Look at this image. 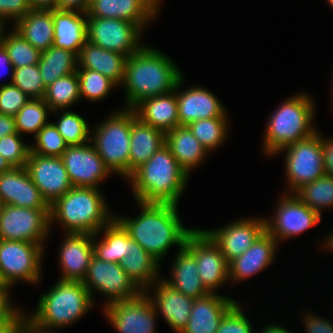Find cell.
Here are the masks:
<instances>
[{"instance_id": "obj_1", "label": "cell", "mask_w": 333, "mask_h": 333, "mask_svg": "<svg viewBox=\"0 0 333 333\" xmlns=\"http://www.w3.org/2000/svg\"><path fill=\"white\" fill-rule=\"evenodd\" d=\"M141 214L136 219L117 218L129 236L158 261L176 244L185 246L187 236L194 229L184 228L180 222L177 205L142 203Z\"/></svg>"}, {"instance_id": "obj_2", "label": "cell", "mask_w": 333, "mask_h": 333, "mask_svg": "<svg viewBox=\"0 0 333 333\" xmlns=\"http://www.w3.org/2000/svg\"><path fill=\"white\" fill-rule=\"evenodd\" d=\"M182 77L179 69L163 53L144 47L127 57L124 79L128 108L141 100L169 93Z\"/></svg>"}, {"instance_id": "obj_3", "label": "cell", "mask_w": 333, "mask_h": 333, "mask_svg": "<svg viewBox=\"0 0 333 333\" xmlns=\"http://www.w3.org/2000/svg\"><path fill=\"white\" fill-rule=\"evenodd\" d=\"M188 176L164 144L128 179L137 202L177 205Z\"/></svg>"}, {"instance_id": "obj_4", "label": "cell", "mask_w": 333, "mask_h": 333, "mask_svg": "<svg viewBox=\"0 0 333 333\" xmlns=\"http://www.w3.org/2000/svg\"><path fill=\"white\" fill-rule=\"evenodd\" d=\"M99 189L72 187L50 205V225L59 220L67 233L98 234L113 216Z\"/></svg>"}, {"instance_id": "obj_5", "label": "cell", "mask_w": 333, "mask_h": 333, "mask_svg": "<svg viewBox=\"0 0 333 333\" xmlns=\"http://www.w3.org/2000/svg\"><path fill=\"white\" fill-rule=\"evenodd\" d=\"M92 297L81 281L59 280L39 298L38 309L28 316L37 327L48 330L75 322L93 306Z\"/></svg>"}, {"instance_id": "obj_6", "label": "cell", "mask_w": 333, "mask_h": 333, "mask_svg": "<svg viewBox=\"0 0 333 333\" xmlns=\"http://www.w3.org/2000/svg\"><path fill=\"white\" fill-rule=\"evenodd\" d=\"M313 111V102L306 94L285 100L268 121L263 142L266 154H276L282 148L316 133L311 126Z\"/></svg>"}, {"instance_id": "obj_7", "label": "cell", "mask_w": 333, "mask_h": 333, "mask_svg": "<svg viewBox=\"0 0 333 333\" xmlns=\"http://www.w3.org/2000/svg\"><path fill=\"white\" fill-rule=\"evenodd\" d=\"M132 109L115 112L105 120L94 137H90L93 146L103 162L110 169L129 178L130 134Z\"/></svg>"}, {"instance_id": "obj_8", "label": "cell", "mask_w": 333, "mask_h": 333, "mask_svg": "<svg viewBox=\"0 0 333 333\" xmlns=\"http://www.w3.org/2000/svg\"><path fill=\"white\" fill-rule=\"evenodd\" d=\"M319 133L296 143L290 144L280 151L287 150L286 175L291 191L295 193L303 185L324 176L322 142ZM293 189V190H292Z\"/></svg>"}, {"instance_id": "obj_9", "label": "cell", "mask_w": 333, "mask_h": 333, "mask_svg": "<svg viewBox=\"0 0 333 333\" xmlns=\"http://www.w3.org/2000/svg\"><path fill=\"white\" fill-rule=\"evenodd\" d=\"M50 209L5 205L0 215V240L31 242L42 246L50 226Z\"/></svg>"}, {"instance_id": "obj_10", "label": "cell", "mask_w": 333, "mask_h": 333, "mask_svg": "<svg viewBox=\"0 0 333 333\" xmlns=\"http://www.w3.org/2000/svg\"><path fill=\"white\" fill-rule=\"evenodd\" d=\"M43 246L17 240H0V272L12 286L18 280L35 283L40 278Z\"/></svg>"}, {"instance_id": "obj_11", "label": "cell", "mask_w": 333, "mask_h": 333, "mask_svg": "<svg viewBox=\"0 0 333 333\" xmlns=\"http://www.w3.org/2000/svg\"><path fill=\"white\" fill-rule=\"evenodd\" d=\"M92 297V289L109 296L106 305L115 301L137 298L143 291L126 274L120 263L92 256L87 275L82 281Z\"/></svg>"}, {"instance_id": "obj_12", "label": "cell", "mask_w": 333, "mask_h": 333, "mask_svg": "<svg viewBox=\"0 0 333 333\" xmlns=\"http://www.w3.org/2000/svg\"><path fill=\"white\" fill-rule=\"evenodd\" d=\"M194 257L203 286L209 293L229 279V264L218 245L204 231L194 229L184 246Z\"/></svg>"}, {"instance_id": "obj_13", "label": "cell", "mask_w": 333, "mask_h": 333, "mask_svg": "<svg viewBox=\"0 0 333 333\" xmlns=\"http://www.w3.org/2000/svg\"><path fill=\"white\" fill-rule=\"evenodd\" d=\"M141 28L126 20L114 18L87 17L88 41L127 57L138 52Z\"/></svg>"}, {"instance_id": "obj_14", "label": "cell", "mask_w": 333, "mask_h": 333, "mask_svg": "<svg viewBox=\"0 0 333 333\" xmlns=\"http://www.w3.org/2000/svg\"><path fill=\"white\" fill-rule=\"evenodd\" d=\"M142 292L137 298L109 303L104 311L119 333H155V307L147 295Z\"/></svg>"}, {"instance_id": "obj_15", "label": "cell", "mask_w": 333, "mask_h": 333, "mask_svg": "<svg viewBox=\"0 0 333 333\" xmlns=\"http://www.w3.org/2000/svg\"><path fill=\"white\" fill-rule=\"evenodd\" d=\"M25 168L49 205L73 187L61 157L41 156L30 152Z\"/></svg>"}, {"instance_id": "obj_16", "label": "cell", "mask_w": 333, "mask_h": 333, "mask_svg": "<svg viewBox=\"0 0 333 333\" xmlns=\"http://www.w3.org/2000/svg\"><path fill=\"white\" fill-rule=\"evenodd\" d=\"M61 159L73 187L98 188L110 169L93 145L68 146Z\"/></svg>"}, {"instance_id": "obj_17", "label": "cell", "mask_w": 333, "mask_h": 333, "mask_svg": "<svg viewBox=\"0 0 333 333\" xmlns=\"http://www.w3.org/2000/svg\"><path fill=\"white\" fill-rule=\"evenodd\" d=\"M292 196L282 198L274 221L265 220L266 232L278 242L281 238L286 239L304 232L321 220V215L303 203L295 193Z\"/></svg>"}, {"instance_id": "obj_18", "label": "cell", "mask_w": 333, "mask_h": 333, "mask_svg": "<svg viewBox=\"0 0 333 333\" xmlns=\"http://www.w3.org/2000/svg\"><path fill=\"white\" fill-rule=\"evenodd\" d=\"M266 219H242L218 230H204L229 263L242 255L266 231Z\"/></svg>"}, {"instance_id": "obj_19", "label": "cell", "mask_w": 333, "mask_h": 333, "mask_svg": "<svg viewBox=\"0 0 333 333\" xmlns=\"http://www.w3.org/2000/svg\"><path fill=\"white\" fill-rule=\"evenodd\" d=\"M160 0H91L87 17L126 20L141 28L155 17Z\"/></svg>"}, {"instance_id": "obj_20", "label": "cell", "mask_w": 333, "mask_h": 333, "mask_svg": "<svg viewBox=\"0 0 333 333\" xmlns=\"http://www.w3.org/2000/svg\"><path fill=\"white\" fill-rule=\"evenodd\" d=\"M95 235V236H94ZM97 234L67 233L60 248L61 280L83 281L94 255L93 238Z\"/></svg>"}, {"instance_id": "obj_21", "label": "cell", "mask_w": 333, "mask_h": 333, "mask_svg": "<svg viewBox=\"0 0 333 333\" xmlns=\"http://www.w3.org/2000/svg\"><path fill=\"white\" fill-rule=\"evenodd\" d=\"M182 82L183 76L177 82L175 90L141 100L132 108L136 117L164 133L179 126L178 103L174 93L181 89Z\"/></svg>"}, {"instance_id": "obj_22", "label": "cell", "mask_w": 333, "mask_h": 333, "mask_svg": "<svg viewBox=\"0 0 333 333\" xmlns=\"http://www.w3.org/2000/svg\"><path fill=\"white\" fill-rule=\"evenodd\" d=\"M235 303L216 293L194 299L189 321L180 333H216L225 313Z\"/></svg>"}, {"instance_id": "obj_23", "label": "cell", "mask_w": 333, "mask_h": 333, "mask_svg": "<svg viewBox=\"0 0 333 333\" xmlns=\"http://www.w3.org/2000/svg\"><path fill=\"white\" fill-rule=\"evenodd\" d=\"M179 126L213 117H226L220 101L207 89L193 87L177 93Z\"/></svg>"}, {"instance_id": "obj_24", "label": "cell", "mask_w": 333, "mask_h": 333, "mask_svg": "<svg viewBox=\"0 0 333 333\" xmlns=\"http://www.w3.org/2000/svg\"><path fill=\"white\" fill-rule=\"evenodd\" d=\"M68 9H52L54 20V43L56 48H62L75 53H80L83 45L88 41L87 12ZM83 14L85 15L83 17ZM82 16V17H81Z\"/></svg>"}, {"instance_id": "obj_25", "label": "cell", "mask_w": 333, "mask_h": 333, "mask_svg": "<svg viewBox=\"0 0 333 333\" xmlns=\"http://www.w3.org/2000/svg\"><path fill=\"white\" fill-rule=\"evenodd\" d=\"M277 244L265 231L242 255L228 263L229 279L239 281L266 268L274 260Z\"/></svg>"}, {"instance_id": "obj_26", "label": "cell", "mask_w": 333, "mask_h": 333, "mask_svg": "<svg viewBox=\"0 0 333 333\" xmlns=\"http://www.w3.org/2000/svg\"><path fill=\"white\" fill-rule=\"evenodd\" d=\"M156 289L155 299L150 297L155 310H160L170 327L180 333L189 321L194 299L175 290L164 280L157 284Z\"/></svg>"}, {"instance_id": "obj_27", "label": "cell", "mask_w": 333, "mask_h": 333, "mask_svg": "<svg viewBox=\"0 0 333 333\" xmlns=\"http://www.w3.org/2000/svg\"><path fill=\"white\" fill-rule=\"evenodd\" d=\"M165 144L162 130L144 124L132 109V126L130 134L129 177L147 162Z\"/></svg>"}, {"instance_id": "obj_28", "label": "cell", "mask_w": 333, "mask_h": 333, "mask_svg": "<svg viewBox=\"0 0 333 333\" xmlns=\"http://www.w3.org/2000/svg\"><path fill=\"white\" fill-rule=\"evenodd\" d=\"M81 69L99 72L116 85L124 79L127 56L103 49L87 41L77 56Z\"/></svg>"}, {"instance_id": "obj_29", "label": "cell", "mask_w": 333, "mask_h": 333, "mask_svg": "<svg viewBox=\"0 0 333 333\" xmlns=\"http://www.w3.org/2000/svg\"><path fill=\"white\" fill-rule=\"evenodd\" d=\"M15 27L14 30L38 50L44 51L53 46L54 20L52 10L32 9L16 21Z\"/></svg>"}, {"instance_id": "obj_30", "label": "cell", "mask_w": 333, "mask_h": 333, "mask_svg": "<svg viewBox=\"0 0 333 333\" xmlns=\"http://www.w3.org/2000/svg\"><path fill=\"white\" fill-rule=\"evenodd\" d=\"M165 144L188 175L192 168L201 163L207 153L187 126H177L166 132Z\"/></svg>"}, {"instance_id": "obj_31", "label": "cell", "mask_w": 333, "mask_h": 333, "mask_svg": "<svg viewBox=\"0 0 333 333\" xmlns=\"http://www.w3.org/2000/svg\"><path fill=\"white\" fill-rule=\"evenodd\" d=\"M159 263L128 234V251L120 265L143 292L156 282Z\"/></svg>"}, {"instance_id": "obj_32", "label": "cell", "mask_w": 333, "mask_h": 333, "mask_svg": "<svg viewBox=\"0 0 333 333\" xmlns=\"http://www.w3.org/2000/svg\"><path fill=\"white\" fill-rule=\"evenodd\" d=\"M179 249L172 268V280L164 281L192 299L206 296L209 292L201 282L195 257L185 247Z\"/></svg>"}, {"instance_id": "obj_33", "label": "cell", "mask_w": 333, "mask_h": 333, "mask_svg": "<svg viewBox=\"0 0 333 333\" xmlns=\"http://www.w3.org/2000/svg\"><path fill=\"white\" fill-rule=\"evenodd\" d=\"M76 64H78L77 55L69 50L51 46L41 51L38 66L45 87L59 78L76 72L78 68L76 66H79Z\"/></svg>"}, {"instance_id": "obj_34", "label": "cell", "mask_w": 333, "mask_h": 333, "mask_svg": "<svg viewBox=\"0 0 333 333\" xmlns=\"http://www.w3.org/2000/svg\"><path fill=\"white\" fill-rule=\"evenodd\" d=\"M102 229L103 240L93 242L94 255L104 261L120 263L128 251L127 230L115 217Z\"/></svg>"}, {"instance_id": "obj_35", "label": "cell", "mask_w": 333, "mask_h": 333, "mask_svg": "<svg viewBox=\"0 0 333 333\" xmlns=\"http://www.w3.org/2000/svg\"><path fill=\"white\" fill-rule=\"evenodd\" d=\"M43 99L50 111L65 109L81 99L77 72L59 78L49 85Z\"/></svg>"}, {"instance_id": "obj_36", "label": "cell", "mask_w": 333, "mask_h": 333, "mask_svg": "<svg viewBox=\"0 0 333 333\" xmlns=\"http://www.w3.org/2000/svg\"><path fill=\"white\" fill-rule=\"evenodd\" d=\"M295 194L309 208L321 215L322 207L333 205V176L325 174L303 185Z\"/></svg>"}, {"instance_id": "obj_37", "label": "cell", "mask_w": 333, "mask_h": 333, "mask_svg": "<svg viewBox=\"0 0 333 333\" xmlns=\"http://www.w3.org/2000/svg\"><path fill=\"white\" fill-rule=\"evenodd\" d=\"M227 118L201 119L187 125L207 152L221 145L227 134Z\"/></svg>"}, {"instance_id": "obj_38", "label": "cell", "mask_w": 333, "mask_h": 333, "mask_svg": "<svg viewBox=\"0 0 333 333\" xmlns=\"http://www.w3.org/2000/svg\"><path fill=\"white\" fill-rule=\"evenodd\" d=\"M50 107L46 104L44 99H30L14 116L16 131L19 134L22 132L37 133L48 124L47 111Z\"/></svg>"}, {"instance_id": "obj_39", "label": "cell", "mask_w": 333, "mask_h": 333, "mask_svg": "<svg viewBox=\"0 0 333 333\" xmlns=\"http://www.w3.org/2000/svg\"><path fill=\"white\" fill-rule=\"evenodd\" d=\"M3 47L5 48L14 69L38 64L41 51L33 47L18 32L14 30L5 35Z\"/></svg>"}, {"instance_id": "obj_40", "label": "cell", "mask_w": 333, "mask_h": 333, "mask_svg": "<svg viewBox=\"0 0 333 333\" xmlns=\"http://www.w3.org/2000/svg\"><path fill=\"white\" fill-rule=\"evenodd\" d=\"M54 125L68 146H80L91 142L88 124L76 113L66 111Z\"/></svg>"}, {"instance_id": "obj_41", "label": "cell", "mask_w": 333, "mask_h": 333, "mask_svg": "<svg viewBox=\"0 0 333 333\" xmlns=\"http://www.w3.org/2000/svg\"><path fill=\"white\" fill-rule=\"evenodd\" d=\"M80 98L85 96L89 100L104 99L116 84L103 74L89 69L77 68Z\"/></svg>"}, {"instance_id": "obj_42", "label": "cell", "mask_w": 333, "mask_h": 333, "mask_svg": "<svg viewBox=\"0 0 333 333\" xmlns=\"http://www.w3.org/2000/svg\"><path fill=\"white\" fill-rule=\"evenodd\" d=\"M35 139L36 146L31 145L30 152L41 156L61 157L68 147L53 123L46 124Z\"/></svg>"}, {"instance_id": "obj_43", "label": "cell", "mask_w": 333, "mask_h": 333, "mask_svg": "<svg viewBox=\"0 0 333 333\" xmlns=\"http://www.w3.org/2000/svg\"><path fill=\"white\" fill-rule=\"evenodd\" d=\"M11 83L31 99H42L46 93L38 64L15 68Z\"/></svg>"}, {"instance_id": "obj_44", "label": "cell", "mask_w": 333, "mask_h": 333, "mask_svg": "<svg viewBox=\"0 0 333 333\" xmlns=\"http://www.w3.org/2000/svg\"><path fill=\"white\" fill-rule=\"evenodd\" d=\"M15 206L33 209H50V205L42 197L25 167H19V191L18 200H15Z\"/></svg>"}, {"instance_id": "obj_45", "label": "cell", "mask_w": 333, "mask_h": 333, "mask_svg": "<svg viewBox=\"0 0 333 333\" xmlns=\"http://www.w3.org/2000/svg\"><path fill=\"white\" fill-rule=\"evenodd\" d=\"M20 136L17 132L0 139V155L12 167H25L29 157L30 145H25Z\"/></svg>"}, {"instance_id": "obj_46", "label": "cell", "mask_w": 333, "mask_h": 333, "mask_svg": "<svg viewBox=\"0 0 333 333\" xmlns=\"http://www.w3.org/2000/svg\"><path fill=\"white\" fill-rule=\"evenodd\" d=\"M30 99L11 82L4 84L0 86V113L15 116Z\"/></svg>"}, {"instance_id": "obj_47", "label": "cell", "mask_w": 333, "mask_h": 333, "mask_svg": "<svg viewBox=\"0 0 333 333\" xmlns=\"http://www.w3.org/2000/svg\"><path fill=\"white\" fill-rule=\"evenodd\" d=\"M216 333H252V326L238 303L225 313Z\"/></svg>"}, {"instance_id": "obj_48", "label": "cell", "mask_w": 333, "mask_h": 333, "mask_svg": "<svg viewBox=\"0 0 333 333\" xmlns=\"http://www.w3.org/2000/svg\"><path fill=\"white\" fill-rule=\"evenodd\" d=\"M19 191V167L0 173V197L5 205L15 206Z\"/></svg>"}, {"instance_id": "obj_49", "label": "cell", "mask_w": 333, "mask_h": 333, "mask_svg": "<svg viewBox=\"0 0 333 333\" xmlns=\"http://www.w3.org/2000/svg\"><path fill=\"white\" fill-rule=\"evenodd\" d=\"M31 10L28 0H0V16L6 19L17 21Z\"/></svg>"}, {"instance_id": "obj_50", "label": "cell", "mask_w": 333, "mask_h": 333, "mask_svg": "<svg viewBox=\"0 0 333 333\" xmlns=\"http://www.w3.org/2000/svg\"><path fill=\"white\" fill-rule=\"evenodd\" d=\"M305 316L304 321L308 333H333V324L328 320L311 314Z\"/></svg>"}, {"instance_id": "obj_51", "label": "cell", "mask_w": 333, "mask_h": 333, "mask_svg": "<svg viewBox=\"0 0 333 333\" xmlns=\"http://www.w3.org/2000/svg\"><path fill=\"white\" fill-rule=\"evenodd\" d=\"M26 317L18 310L8 321L0 323V333H20Z\"/></svg>"}, {"instance_id": "obj_52", "label": "cell", "mask_w": 333, "mask_h": 333, "mask_svg": "<svg viewBox=\"0 0 333 333\" xmlns=\"http://www.w3.org/2000/svg\"><path fill=\"white\" fill-rule=\"evenodd\" d=\"M321 142L325 173L333 176V139L326 141L321 137Z\"/></svg>"}, {"instance_id": "obj_53", "label": "cell", "mask_w": 333, "mask_h": 333, "mask_svg": "<svg viewBox=\"0 0 333 333\" xmlns=\"http://www.w3.org/2000/svg\"><path fill=\"white\" fill-rule=\"evenodd\" d=\"M90 3L91 0H56V8L87 12Z\"/></svg>"}, {"instance_id": "obj_54", "label": "cell", "mask_w": 333, "mask_h": 333, "mask_svg": "<svg viewBox=\"0 0 333 333\" xmlns=\"http://www.w3.org/2000/svg\"><path fill=\"white\" fill-rule=\"evenodd\" d=\"M16 133L15 117L0 113V139Z\"/></svg>"}, {"instance_id": "obj_55", "label": "cell", "mask_w": 333, "mask_h": 333, "mask_svg": "<svg viewBox=\"0 0 333 333\" xmlns=\"http://www.w3.org/2000/svg\"><path fill=\"white\" fill-rule=\"evenodd\" d=\"M9 294H0V323L8 321L19 309L11 307Z\"/></svg>"}, {"instance_id": "obj_56", "label": "cell", "mask_w": 333, "mask_h": 333, "mask_svg": "<svg viewBox=\"0 0 333 333\" xmlns=\"http://www.w3.org/2000/svg\"><path fill=\"white\" fill-rule=\"evenodd\" d=\"M31 9L52 10L56 8V0H28Z\"/></svg>"}, {"instance_id": "obj_57", "label": "cell", "mask_w": 333, "mask_h": 333, "mask_svg": "<svg viewBox=\"0 0 333 333\" xmlns=\"http://www.w3.org/2000/svg\"><path fill=\"white\" fill-rule=\"evenodd\" d=\"M20 333H52V332H47L46 330L37 327L36 325L31 323L28 319H26L22 325Z\"/></svg>"}, {"instance_id": "obj_58", "label": "cell", "mask_w": 333, "mask_h": 333, "mask_svg": "<svg viewBox=\"0 0 333 333\" xmlns=\"http://www.w3.org/2000/svg\"><path fill=\"white\" fill-rule=\"evenodd\" d=\"M9 68H12V79L13 80V70H14V67L12 65V63L10 62V58L8 56V53L6 52L5 48L2 46L0 48V68L4 67L5 65ZM4 69V68H3Z\"/></svg>"}, {"instance_id": "obj_59", "label": "cell", "mask_w": 333, "mask_h": 333, "mask_svg": "<svg viewBox=\"0 0 333 333\" xmlns=\"http://www.w3.org/2000/svg\"><path fill=\"white\" fill-rule=\"evenodd\" d=\"M262 333H290L281 326L269 325L263 329Z\"/></svg>"}, {"instance_id": "obj_60", "label": "cell", "mask_w": 333, "mask_h": 333, "mask_svg": "<svg viewBox=\"0 0 333 333\" xmlns=\"http://www.w3.org/2000/svg\"><path fill=\"white\" fill-rule=\"evenodd\" d=\"M11 286L7 283V281L4 279L3 275L0 272V294H9L8 288Z\"/></svg>"}, {"instance_id": "obj_61", "label": "cell", "mask_w": 333, "mask_h": 333, "mask_svg": "<svg viewBox=\"0 0 333 333\" xmlns=\"http://www.w3.org/2000/svg\"><path fill=\"white\" fill-rule=\"evenodd\" d=\"M12 168L13 167L9 164V162L0 155V173L7 172Z\"/></svg>"}, {"instance_id": "obj_62", "label": "cell", "mask_w": 333, "mask_h": 333, "mask_svg": "<svg viewBox=\"0 0 333 333\" xmlns=\"http://www.w3.org/2000/svg\"><path fill=\"white\" fill-rule=\"evenodd\" d=\"M4 19L5 18H3V17H1L0 16V48L3 46V44H4V38H5V36H4V34H3V30H4V28H3V22H4ZM3 35V36H2Z\"/></svg>"}, {"instance_id": "obj_63", "label": "cell", "mask_w": 333, "mask_h": 333, "mask_svg": "<svg viewBox=\"0 0 333 333\" xmlns=\"http://www.w3.org/2000/svg\"><path fill=\"white\" fill-rule=\"evenodd\" d=\"M328 242H326V246H329L333 250V234H331L330 237H328Z\"/></svg>"}, {"instance_id": "obj_64", "label": "cell", "mask_w": 333, "mask_h": 333, "mask_svg": "<svg viewBox=\"0 0 333 333\" xmlns=\"http://www.w3.org/2000/svg\"><path fill=\"white\" fill-rule=\"evenodd\" d=\"M4 206H5V203H4L3 199L0 197V215L3 212Z\"/></svg>"}, {"instance_id": "obj_65", "label": "cell", "mask_w": 333, "mask_h": 333, "mask_svg": "<svg viewBox=\"0 0 333 333\" xmlns=\"http://www.w3.org/2000/svg\"><path fill=\"white\" fill-rule=\"evenodd\" d=\"M327 1L333 7V0H327Z\"/></svg>"}]
</instances>
